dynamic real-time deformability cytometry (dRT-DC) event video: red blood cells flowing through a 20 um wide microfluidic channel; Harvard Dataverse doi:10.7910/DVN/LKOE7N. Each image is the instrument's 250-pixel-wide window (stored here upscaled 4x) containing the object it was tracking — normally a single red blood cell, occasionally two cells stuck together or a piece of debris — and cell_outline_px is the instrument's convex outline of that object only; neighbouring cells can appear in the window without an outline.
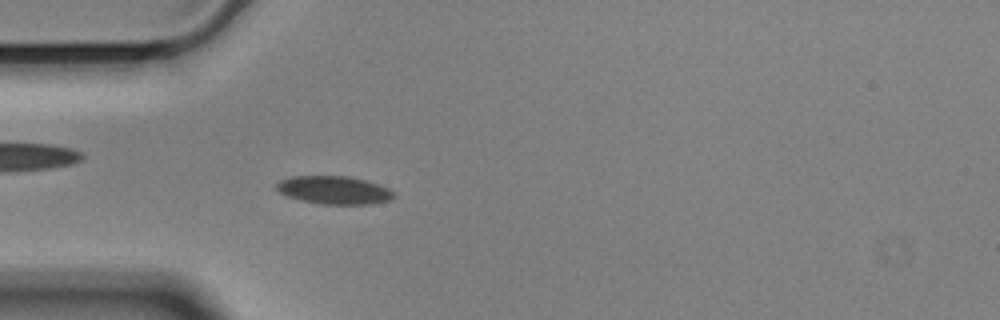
{"species": "Egyptian fruit bat (a non-hibernating species)", "species_latin": "Rousettus aegyptiacus", "temperature_condition": "cold", "stored_images_in_passage": 55, "camera_frame_rate_fps": 3000, "um_per_image_px": 0.085, "animal": {"sex": "male"}, "frame": {"image": 1, "passage_image": 15, "time_ms": 4.667, "image_size_px": [1000, 320], "cell_outline_px": [[396, 196], [392, 200], [372, 204], [320, 204], [300, 200], [288, 196], [280, 192], [276, 188], [276, 184], [280, 180], [292, 176], [348, 176], [368, 180], [380, 184], [396, 192]], "centroid_in_image_um": [28.47, 16.16], "position_along_channel_um": 56.5, "area_um2": 19.48}}
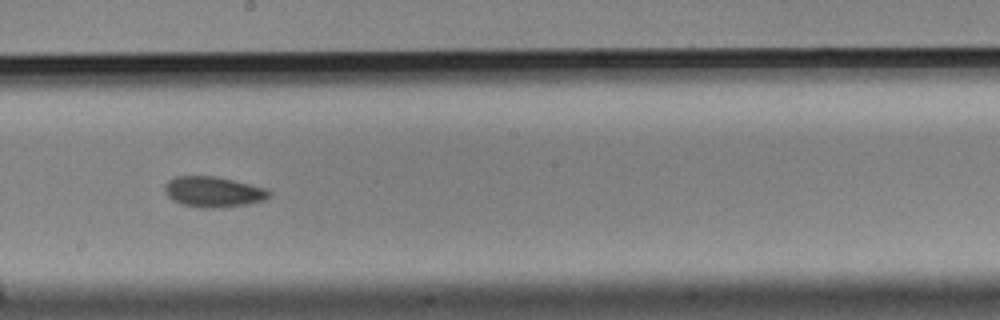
{"frame": {"image": 2, "passage_image": 30, "time_ms": 9.667, "image_size_px": [1000, 320], "cell_outline_px": [[272, 196], [264, 200], [244, 204], [216, 208], [200, 208], [180, 204], [172, 200], [164, 192], [164, 184], [168, 180], [176, 176], [216, 176], [268, 188], [272, 192]], "centroid_in_image_um": [18.13, 16.3], "position_along_channel_um": 230.1, "area_um2": 18.84}}
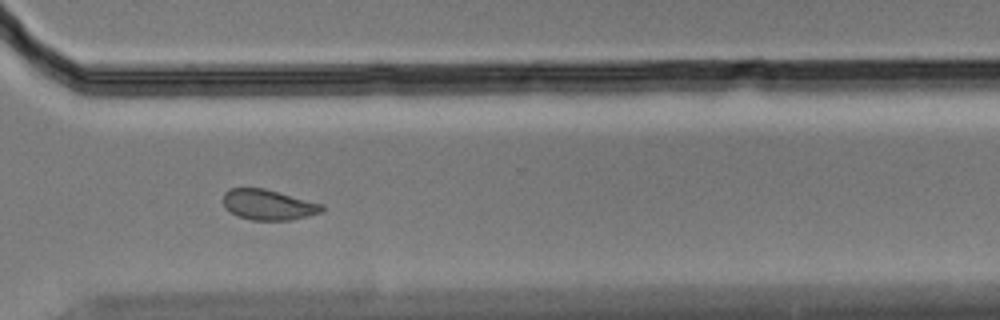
{"frame": {"image": 3, "passage_image": 40, "time_ms": 13.0, "image_size_px": [1000, 320], "cell_outline_px": [[324, 212], [292, 220], [252, 220], [236, 216], [224, 208], [224, 192], [228, 188], [264, 188], [324, 204]], "centroid_in_image_um": [22.82, 17.41], "position_along_channel_um": 347.8, "area_um2": 17.74}, "authors_computed_cell_mechanics": {"area_um2": 18.6694, "velocity_mm_per_s": 3.5351, "shape_relaxation_time_tau1_ms": 4.4606, "shape_relaxation_time_tau2_ms": 5.0257, "deformation_change_tau1": 0.083, "deformation_change_tau2": 0.0948}}